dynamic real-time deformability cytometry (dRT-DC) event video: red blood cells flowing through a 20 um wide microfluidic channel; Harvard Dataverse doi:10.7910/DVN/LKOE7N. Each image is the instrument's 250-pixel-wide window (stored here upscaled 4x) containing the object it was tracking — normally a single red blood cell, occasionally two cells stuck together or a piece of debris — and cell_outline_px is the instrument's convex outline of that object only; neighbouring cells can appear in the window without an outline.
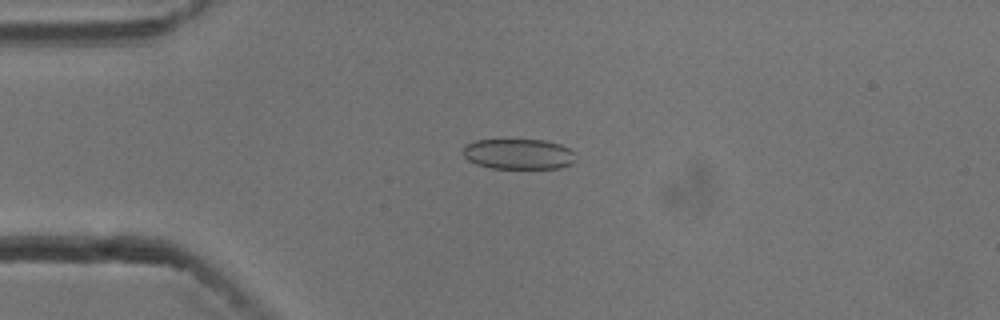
{"species": "common noctule bat (a hibernating species)", "species_latin": "Nyctalus noctula", "temperature_condition": "cold", "stored_images_in_passage": 32, "camera_frame_rate_fps": 3000, "um_per_image_px": 0.085, "animal": {"sex": "male", "body_mass_g": 13.3}, "frame": {"image": 1, "passage_image": 13, "time_ms": 4.0, "image_size_px": [1000, 320], "cell_outline_px": [[572, 164], [560, 168], [492, 168], [476, 164], [468, 160], [464, 156], [464, 144], [476, 140], [544, 140], [560, 144], [568, 148], [572, 152]], "centroid_in_image_um": [44.03, 13.09], "position_along_channel_um": 41.0, "area_um2": 19.77}}
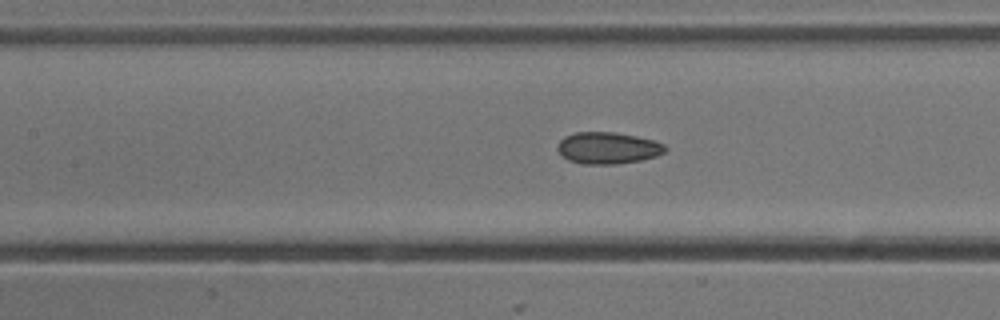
{"frame": {"image": 2, "passage_image": 24, "time_ms": 7.667, "image_size_px": [1000, 320], "cell_outline_px": [[668, 148], [664, 152], [656, 156], [640, 160], [616, 164], [580, 164], [568, 160], [560, 156], [556, 148], [556, 144], [564, 136], [576, 132], [616, 132], [636, 136], [652, 140], [664, 144]], "centroid_in_image_um": [51.61, 12.58], "position_along_channel_um": 155.8, "area_um2": 20.11}}
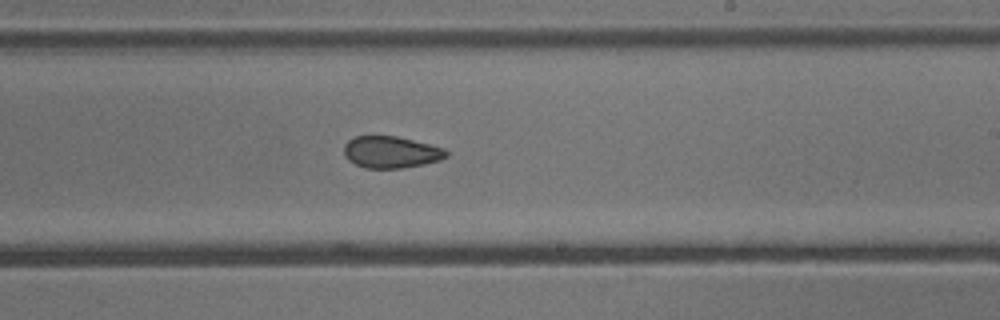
{"frame": {"image": 3, "passage_image": 32, "time_ms": 10.333, "image_size_px": [1000, 320], "cell_outline_px": [[448, 156], [440, 160], [424, 164], [400, 168], [364, 168], [348, 160], [344, 156], [344, 144], [348, 140], [356, 136], [396, 136], [444, 148], [448, 152]], "centroid_in_image_um": [33.21, 12.93], "position_along_channel_um": 255.8, "area_um2": 18.9}}